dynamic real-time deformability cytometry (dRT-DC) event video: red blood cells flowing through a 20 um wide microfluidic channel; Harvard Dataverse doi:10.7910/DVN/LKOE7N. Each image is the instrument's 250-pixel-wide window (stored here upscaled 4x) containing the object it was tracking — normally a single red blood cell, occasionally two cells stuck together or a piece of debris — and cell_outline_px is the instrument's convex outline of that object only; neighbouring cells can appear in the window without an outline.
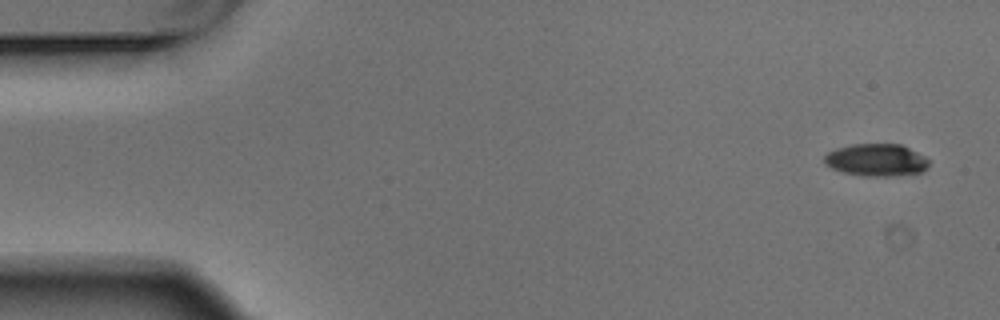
{"species": "Egyptian fruit bat (a non-hibernating species)", "species_latin": "Rousettus aegyptiacus", "temperature_condition": "warm", "stored_images_in_passage": 5, "camera_frame_rate_fps": 3000, "um_per_image_px": 0.085, "animal": {"sex": "male"}, "frame": {"image": 1, "passage_image": 1, "time_ms": 0.0, "image_size_px": [1000, 320], "cell_outline_px": [[928, 168], [920, 172], [888, 176], [864, 176], [844, 172], [832, 168], [824, 164], [824, 156], [828, 152], [836, 148], [852, 144], [900, 144], [924, 156], [928, 160]], "centroid_in_image_um": [74.46, 13.59], "position_along_channel_um": 10.5, "area_um2": 19.54}}
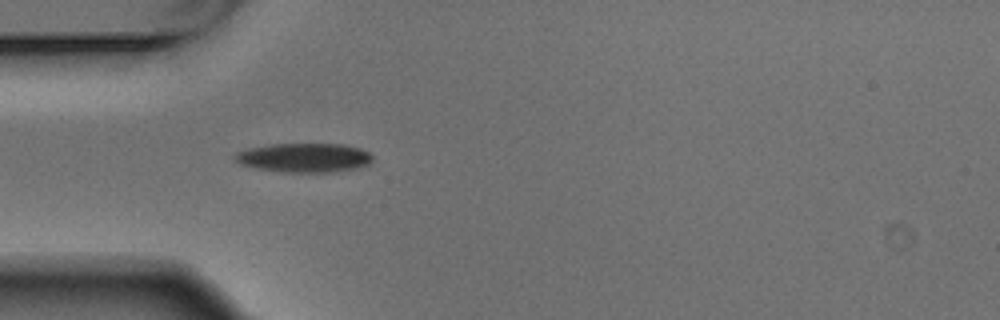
{"frame": {"image": 2, "passage_image": 5, "time_ms": 1.333, "image_size_px": [1000, 320], "cell_outline_px": [[372, 160], [368, 164], [356, 168], [328, 172], [284, 172], [256, 168], [240, 164], [232, 156], [236, 152], [248, 148], [268, 144], [344, 144], [360, 148], [368, 152], [372, 156]], "centroid_in_image_um": [25.82, 13.39], "position_along_channel_um": 59.2, "area_um2": 23.35}}